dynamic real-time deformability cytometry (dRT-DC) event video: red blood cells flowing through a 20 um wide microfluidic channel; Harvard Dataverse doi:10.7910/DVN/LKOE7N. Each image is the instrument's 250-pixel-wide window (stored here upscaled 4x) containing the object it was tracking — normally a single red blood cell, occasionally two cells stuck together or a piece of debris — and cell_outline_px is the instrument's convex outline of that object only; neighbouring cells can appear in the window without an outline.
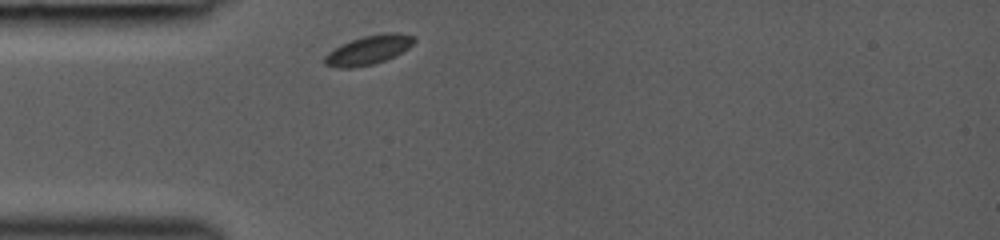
{"species": "common noctule bat (a hibernating species)", "species_latin": "Nyctalus noctula", "temperature_condition": "room temperature", "stored_images_in_passage": 27, "camera_frame_rate_fps": 3000, "um_per_image_px": 0.085, "animal": {"sex": "female", "body_mass_g": 19.0, "forearm_length_mm": 53.3}, "frame": {"image": 1, "passage_image": 1, "time_ms": 0.0, "image_size_px": [1000, 240], "cell_outline_px": [[416, 40], [408, 48], [384, 60], [372, 64], [352, 68], [336, 68], [324, 64], [324, 56], [328, 52], [352, 40], [364, 36], [396, 32], [416, 36]], "centroid_in_image_um": [31.31, 4.26], "position_along_channel_um": 53.7, "area_um2": 14.8}}
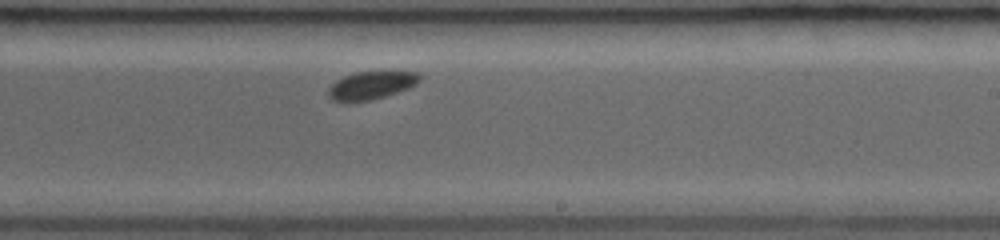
{"frame": {"image": 2, "passage_image": 16, "time_ms": 5.0, "image_size_px": [1000, 240], "cell_outline_px": [[420, 80], [416, 84], [408, 88], [372, 100], [332, 100], [328, 96], [328, 88], [336, 80], [344, 76], [356, 72], [416, 72], [420, 76]], "centroid_in_image_um": [31.54, 7.24], "position_along_channel_um": 257.5, "area_um2": 14.39}}
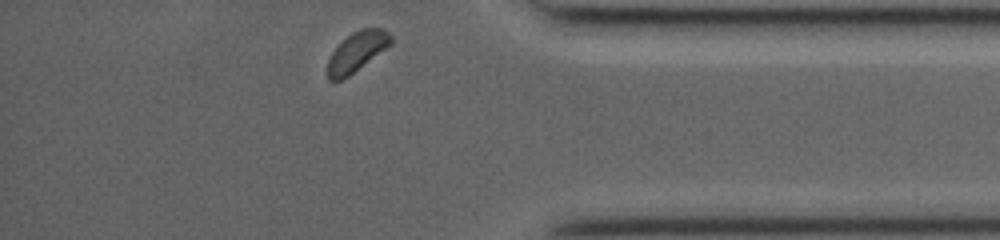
{"frame": {"image": 3, "passage_image": 27, "time_ms": 8.667, "image_size_px": [1000, 240], "cell_outline_px": [[392, 44], [348, 76], [340, 80], [328, 80], [328, 60], [332, 52], [352, 32], [360, 28], [384, 28], [392, 36]], "centroid_in_image_um": [30.37, 4.37], "position_along_channel_um": 404.8, "area_um2": 14.39}}